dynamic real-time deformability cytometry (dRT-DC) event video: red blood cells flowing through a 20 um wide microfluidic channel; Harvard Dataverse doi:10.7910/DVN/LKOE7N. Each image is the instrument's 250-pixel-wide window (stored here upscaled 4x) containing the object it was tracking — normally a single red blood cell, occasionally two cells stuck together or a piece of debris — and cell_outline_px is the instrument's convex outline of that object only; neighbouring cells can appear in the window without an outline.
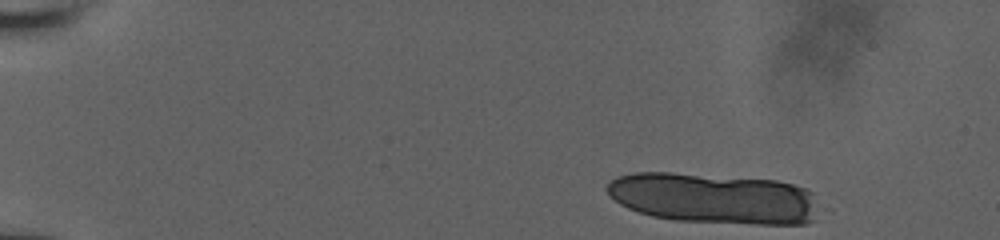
{"species": "human", "species_latin": "Homo sapiens", "temperature_condition": "room temperature", "stored_images_in_passage": 19, "camera_frame_rate_fps": 3000, "um_per_image_px": 0.085, "donor": {"sex": "male"}, "frame": {"image": 1, "passage_image": 1, "time_ms": 0.0, "image_size_px": [1000, 240], "cell_outline_px": [[816, 220], [808, 224], [756, 224], [676, 220], [652, 216], [628, 208], [620, 204], [604, 188], [616, 176], [636, 172], [672, 172], [776, 180], [808, 188], [812, 192]], "centroid_in_image_um": [60.67, 16.85], "position_along_channel_um": 24.3, "area_um2": 62.54}}